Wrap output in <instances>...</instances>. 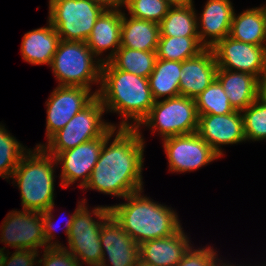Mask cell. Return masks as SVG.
Here are the masks:
<instances>
[{
	"mask_svg": "<svg viewBox=\"0 0 266 266\" xmlns=\"http://www.w3.org/2000/svg\"><path fill=\"white\" fill-rule=\"evenodd\" d=\"M141 130L116 128L105 139L90 179L82 190H95L119 199L143 190L145 138Z\"/></svg>",
	"mask_w": 266,
	"mask_h": 266,
	"instance_id": "6da1fadb",
	"label": "cell"
},
{
	"mask_svg": "<svg viewBox=\"0 0 266 266\" xmlns=\"http://www.w3.org/2000/svg\"><path fill=\"white\" fill-rule=\"evenodd\" d=\"M97 97L106 113L121 117L116 128H137L155 102L148 78L116 69L109 61L102 63Z\"/></svg>",
	"mask_w": 266,
	"mask_h": 266,
	"instance_id": "7a4b0ae2",
	"label": "cell"
},
{
	"mask_svg": "<svg viewBox=\"0 0 266 266\" xmlns=\"http://www.w3.org/2000/svg\"><path fill=\"white\" fill-rule=\"evenodd\" d=\"M143 193L144 189L109 206L111 215L138 245L173 235L182 226L176 210Z\"/></svg>",
	"mask_w": 266,
	"mask_h": 266,
	"instance_id": "3957f363",
	"label": "cell"
},
{
	"mask_svg": "<svg viewBox=\"0 0 266 266\" xmlns=\"http://www.w3.org/2000/svg\"><path fill=\"white\" fill-rule=\"evenodd\" d=\"M56 158L43 147L29 148L11 175L20 191L22 210L45 212L55 204ZM16 183V184H15Z\"/></svg>",
	"mask_w": 266,
	"mask_h": 266,
	"instance_id": "277c9868",
	"label": "cell"
},
{
	"mask_svg": "<svg viewBox=\"0 0 266 266\" xmlns=\"http://www.w3.org/2000/svg\"><path fill=\"white\" fill-rule=\"evenodd\" d=\"M102 62L91 52L86 42L60 41L49 67L53 71L58 86L83 87L92 90L101 85Z\"/></svg>",
	"mask_w": 266,
	"mask_h": 266,
	"instance_id": "5b68a950",
	"label": "cell"
},
{
	"mask_svg": "<svg viewBox=\"0 0 266 266\" xmlns=\"http://www.w3.org/2000/svg\"><path fill=\"white\" fill-rule=\"evenodd\" d=\"M86 202L76 213L67 243L63 246L78 261L80 266H100L102 247L100 243L101 225L111 215L109 205L89 209ZM95 217H92V216ZM97 220H96V219Z\"/></svg>",
	"mask_w": 266,
	"mask_h": 266,
	"instance_id": "8992f818",
	"label": "cell"
},
{
	"mask_svg": "<svg viewBox=\"0 0 266 266\" xmlns=\"http://www.w3.org/2000/svg\"><path fill=\"white\" fill-rule=\"evenodd\" d=\"M199 114L195 99L177 96L155 101L148 116L137 129L144 126L165 139L197 132Z\"/></svg>",
	"mask_w": 266,
	"mask_h": 266,
	"instance_id": "52a82bcc",
	"label": "cell"
},
{
	"mask_svg": "<svg viewBox=\"0 0 266 266\" xmlns=\"http://www.w3.org/2000/svg\"><path fill=\"white\" fill-rule=\"evenodd\" d=\"M105 108L101 100L96 97L87 107L75 114L73 118L46 143H38L36 147H43L49 154L58 153L101 137L115 123L103 119Z\"/></svg>",
	"mask_w": 266,
	"mask_h": 266,
	"instance_id": "ba28073f",
	"label": "cell"
},
{
	"mask_svg": "<svg viewBox=\"0 0 266 266\" xmlns=\"http://www.w3.org/2000/svg\"><path fill=\"white\" fill-rule=\"evenodd\" d=\"M48 21L66 41L86 42L97 18L105 10L90 0H49Z\"/></svg>",
	"mask_w": 266,
	"mask_h": 266,
	"instance_id": "9c48e42d",
	"label": "cell"
},
{
	"mask_svg": "<svg viewBox=\"0 0 266 266\" xmlns=\"http://www.w3.org/2000/svg\"><path fill=\"white\" fill-rule=\"evenodd\" d=\"M162 142L172 173L194 172L221 158L197 133L165 138Z\"/></svg>",
	"mask_w": 266,
	"mask_h": 266,
	"instance_id": "30bf717a",
	"label": "cell"
},
{
	"mask_svg": "<svg viewBox=\"0 0 266 266\" xmlns=\"http://www.w3.org/2000/svg\"><path fill=\"white\" fill-rule=\"evenodd\" d=\"M116 129L111 126L101 137L84 142L75 148L58 153L57 165H61L60 185L69 188L70 185L80 181L82 189L88 183L92 170L98 161L105 139Z\"/></svg>",
	"mask_w": 266,
	"mask_h": 266,
	"instance_id": "8fae6325",
	"label": "cell"
},
{
	"mask_svg": "<svg viewBox=\"0 0 266 266\" xmlns=\"http://www.w3.org/2000/svg\"><path fill=\"white\" fill-rule=\"evenodd\" d=\"M0 243L15 250L39 251L47 248L44 237L42 212L10 211L0 226Z\"/></svg>",
	"mask_w": 266,
	"mask_h": 266,
	"instance_id": "7c38bea8",
	"label": "cell"
},
{
	"mask_svg": "<svg viewBox=\"0 0 266 266\" xmlns=\"http://www.w3.org/2000/svg\"><path fill=\"white\" fill-rule=\"evenodd\" d=\"M211 49L218 69L246 72L262 80L266 72V46L240 42L226 36Z\"/></svg>",
	"mask_w": 266,
	"mask_h": 266,
	"instance_id": "4fadbf2b",
	"label": "cell"
},
{
	"mask_svg": "<svg viewBox=\"0 0 266 266\" xmlns=\"http://www.w3.org/2000/svg\"><path fill=\"white\" fill-rule=\"evenodd\" d=\"M96 97L95 92L88 88L57 85L45 102L47 141Z\"/></svg>",
	"mask_w": 266,
	"mask_h": 266,
	"instance_id": "5bb4252c",
	"label": "cell"
},
{
	"mask_svg": "<svg viewBox=\"0 0 266 266\" xmlns=\"http://www.w3.org/2000/svg\"><path fill=\"white\" fill-rule=\"evenodd\" d=\"M220 157L223 145L246 143L241 111L224 115H199L196 132ZM222 146V147H221Z\"/></svg>",
	"mask_w": 266,
	"mask_h": 266,
	"instance_id": "9a60e30c",
	"label": "cell"
},
{
	"mask_svg": "<svg viewBox=\"0 0 266 266\" xmlns=\"http://www.w3.org/2000/svg\"><path fill=\"white\" fill-rule=\"evenodd\" d=\"M100 243L102 247L100 266H137L140 262L139 245L112 215L101 225Z\"/></svg>",
	"mask_w": 266,
	"mask_h": 266,
	"instance_id": "2e32d148",
	"label": "cell"
},
{
	"mask_svg": "<svg viewBox=\"0 0 266 266\" xmlns=\"http://www.w3.org/2000/svg\"><path fill=\"white\" fill-rule=\"evenodd\" d=\"M235 8L231 0H207L200 15L197 13V34L205 48H212L229 36Z\"/></svg>",
	"mask_w": 266,
	"mask_h": 266,
	"instance_id": "e0dca14e",
	"label": "cell"
},
{
	"mask_svg": "<svg viewBox=\"0 0 266 266\" xmlns=\"http://www.w3.org/2000/svg\"><path fill=\"white\" fill-rule=\"evenodd\" d=\"M121 28L122 7L105 9L97 18L86 43L102 63L109 61L121 47ZM104 52L108 53L105 57Z\"/></svg>",
	"mask_w": 266,
	"mask_h": 266,
	"instance_id": "ac0fdd59",
	"label": "cell"
},
{
	"mask_svg": "<svg viewBox=\"0 0 266 266\" xmlns=\"http://www.w3.org/2000/svg\"><path fill=\"white\" fill-rule=\"evenodd\" d=\"M181 226L173 235L139 245L140 262L148 266H176L192 246Z\"/></svg>",
	"mask_w": 266,
	"mask_h": 266,
	"instance_id": "d6986e66",
	"label": "cell"
},
{
	"mask_svg": "<svg viewBox=\"0 0 266 266\" xmlns=\"http://www.w3.org/2000/svg\"><path fill=\"white\" fill-rule=\"evenodd\" d=\"M218 66L211 48L181 62L180 96L195 99L216 78Z\"/></svg>",
	"mask_w": 266,
	"mask_h": 266,
	"instance_id": "ffe728a7",
	"label": "cell"
},
{
	"mask_svg": "<svg viewBox=\"0 0 266 266\" xmlns=\"http://www.w3.org/2000/svg\"><path fill=\"white\" fill-rule=\"evenodd\" d=\"M216 79L237 111L246 109L260 96L261 81L250 73L217 69Z\"/></svg>",
	"mask_w": 266,
	"mask_h": 266,
	"instance_id": "44dd1931",
	"label": "cell"
},
{
	"mask_svg": "<svg viewBox=\"0 0 266 266\" xmlns=\"http://www.w3.org/2000/svg\"><path fill=\"white\" fill-rule=\"evenodd\" d=\"M47 22L46 27L33 29L22 38L20 53L22 59L31 65L50 66L61 41L56 29Z\"/></svg>",
	"mask_w": 266,
	"mask_h": 266,
	"instance_id": "7402d4cb",
	"label": "cell"
},
{
	"mask_svg": "<svg viewBox=\"0 0 266 266\" xmlns=\"http://www.w3.org/2000/svg\"><path fill=\"white\" fill-rule=\"evenodd\" d=\"M127 16L122 8L121 47L156 51L160 37L159 24Z\"/></svg>",
	"mask_w": 266,
	"mask_h": 266,
	"instance_id": "603a6c76",
	"label": "cell"
},
{
	"mask_svg": "<svg viewBox=\"0 0 266 266\" xmlns=\"http://www.w3.org/2000/svg\"><path fill=\"white\" fill-rule=\"evenodd\" d=\"M266 17L263 6L233 14L229 36L237 41L266 46Z\"/></svg>",
	"mask_w": 266,
	"mask_h": 266,
	"instance_id": "cb8c5ba5",
	"label": "cell"
},
{
	"mask_svg": "<svg viewBox=\"0 0 266 266\" xmlns=\"http://www.w3.org/2000/svg\"><path fill=\"white\" fill-rule=\"evenodd\" d=\"M181 62L156 59L154 69L148 77L154 101L180 96Z\"/></svg>",
	"mask_w": 266,
	"mask_h": 266,
	"instance_id": "d4e9b609",
	"label": "cell"
},
{
	"mask_svg": "<svg viewBox=\"0 0 266 266\" xmlns=\"http://www.w3.org/2000/svg\"><path fill=\"white\" fill-rule=\"evenodd\" d=\"M159 26L160 37H198L195 4L171 6Z\"/></svg>",
	"mask_w": 266,
	"mask_h": 266,
	"instance_id": "484cf974",
	"label": "cell"
},
{
	"mask_svg": "<svg viewBox=\"0 0 266 266\" xmlns=\"http://www.w3.org/2000/svg\"><path fill=\"white\" fill-rule=\"evenodd\" d=\"M156 59V51L120 47L109 62L116 69L148 78L154 69Z\"/></svg>",
	"mask_w": 266,
	"mask_h": 266,
	"instance_id": "4316f807",
	"label": "cell"
},
{
	"mask_svg": "<svg viewBox=\"0 0 266 266\" xmlns=\"http://www.w3.org/2000/svg\"><path fill=\"white\" fill-rule=\"evenodd\" d=\"M204 49L199 37H159L156 55L158 59L182 62L197 56Z\"/></svg>",
	"mask_w": 266,
	"mask_h": 266,
	"instance_id": "83f0119b",
	"label": "cell"
},
{
	"mask_svg": "<svg viewBox=\"0 0 266 266\" xmlns=\"http://www.w3.org/2000/svg\"><path fill=\"white\" fill-rule=\"evenodd\" d=\"M0 123V177L10 181L22 155L29 149ZM9 179V180H8Z\"/></svg>",
	"mask_w": 266,
	"mask_h": 266,
	"instance_id": "f1b7e54d",
	"label": "cell"
},
{
	"mask_svg": "<svg viewBox=\"0 0 266 266\" xmlns=\"http://www.w3.org/2000/svg\"><path fill=\"white\" fill-rule=\"evenodd\" d=\"M199 115H224L235 112L223 87L215 78L213 82L195 98Z\"/></svg>",
	"mask_w": 266,
	"mask_h": 266,
	"instance_id": "f546056e",
	"label": "cell"
},
{
	"mask_svg": "<svg viewBox=\"0 0 266 266\" xmlns=\"http://www.w3.org/2000/svg\"><path fill=\"white\" fill-rule=\"evenodd\" d=\"M241 112L246 142L266 141V100L260 95Z\"/></svg>",
	"mask_w": 266,
	"mask_h": 266,
	"instance_id": "4dcf8cb0",
	"label": "cell"
},
{
	"mask_svg": "<svg viewBox=\"0 0 266 266\" xmlns=\"http://www.w3.org/2000/svg\"><path fill=\"white\" fill-rule=\"evenodd\" d=\"M171 5L167 0H126L122 8L133 18L144 19L160 24Z\"/></svg>",
	"mask_w": 266,
	"mask_h": 266,
	"instance_id": "1f68e13d",
	"label": "cell"
},
{
	"mask_svg": "<svg viewBox=\"0 0 266 266\" xmlns=\"http://www.w3.org/2000/svg\"><path fill=\"white\" fill-rule=\"evenodd\" d=\"M87 202V199L85 198H82L81 201H78V205L76 207V209H74V213H71L70 217L68 220H66V225H65V234L68 238V235H69V232H70V229L72 227V224H73V220H74V217H75V213ZM54 205L53 204L50 209H48L47 211L45 212H42V220H43V229H44V237H45V240H46V245L47 247H63L64 244L60 243L59 240H54L56 239L55 237V233L58 231L56 229L57 226H55L56 224H54V215H53V212H54ZM68 218V217H67ZM56 231V232H55Z\"/></svg>",
	"mask_w": 266,
	"mask_h": 266,
	"instance_id": "d6a6232c",
	"label": "cell"
},
{
	"mask_svg": "<svg viewBox=\"0 0 266 266\" xmlns=\"http://www.w3.org/2000/svg\"><path fill=\"white\" fill-rule=\"evenodd\" d=\"M192 245L176 266H217L221 261L218 251L212 246L194 248ZM217 252V253H216Z\"/></svg>",
	"mask_w": 266,
	"mask_h": 266,
	"instance_id": "836d02e7",
	"label": "cell"
},
{
	"mask_svg": "<svg viewBox=\"0 0 266 266\" xmlns=\"http://www.w3.org/2000/svg\"><path fill=\"white\" fill-rule=\"evenodd\" d=\"M39 254L37 266H80L79 261L63 247H47Z\"/></svg>",
	"mask_w": 266,
	"mask_h": 266,
	"instance_id": "e575fe53",
	"label": "cell"
},
{
	"mask_svg": "<svg viewBox=\"0 0 266 266\" xmlns=\"http://www.w3.org/2000/svg\"><path fill=\"white\" fill-rule=\"evenodd\" d=\"M10 253L7 249L3 266H37L38 251L20 249L15 250L11 255Z\"/></svg>",
	"mask_w": 266,
	"mask_h": 266,
	"instance_id": "d590c367",
	"label": "cell"
},
{
	"mask_svg": "<svg viewBox=\"0 0 266 266\" xmlns=\"http://www.w3.org/2000/svg\"><path fill=\"white\" fill-rule=\"evenodd\" d=\"M101 5L104 9L121 8L123 3L120 0H90Z\"/></svg>",
	"mask_w": 266,
	"mask_h": 266,
	"instance_id": "8d00e7d4",
	"label": "cell"
},
{
	"mask_svg": "<svg viewBox=\"0 0 266 266\" xmlns=\"http://www.w3.org/2000/svg\"><path fill=\"white\" fill-rule=\"evenodd\" d=\"M171 6H186L193 5V0H167Z\"/></svg>",
	"mask_w": 266,
	"mask_h": 266,
	"instance_id": "74e56055",
	"label": "cell"
},
{
	"mask_svg": "<svg viewBox=\"0 0 266 266\" xmlns=\"http://www.w3.org/2000/svg\"><path fill=\"white\" fill-rule=\"evenodd\" d=\"M260 95L266 100V72L261 80Z\"/></svg>",
	"mask_w": 266,
	"mask_h": 266,
	"instance_id": "f35d334b",
	"label": "cell"
},
{
	"mask_svg": "<svg viewBox=\"0 0 266 266\" xmlns=\"http://www.w3.org/2000/svg\"><path fill=\"white\" fill-rule=\"evenodd\" d=\"M5 249H6V246L3 248H0V266H3V264H4V260H5V256H6V250Z\"/></svg>",
	"mask_w": 266,
	"mask_h": 266,
	"instance_id": "ab89813d",
	"label": "cell"
},
{
	"mask_svg": "<svg viewBox=\"0 0 266 266\" xmlns=\"http://www.w3.org/2000/svg\"><path fill=\"white\" fill-rule=\"evenodd\" d=\"M217 266H242V265H238V264H233L232 262L229 263V261L227 262H223V260H221Z\"/></svg>",
	"mask_w": 266,
	"mask_h": 266,
	"instance_id": "60d3db41",
	"label": "cell"
},
{
	"mask_svg": "<svg viewBox=\"0 0 266 266\" xmlns=\"http://www.w3.org/2000/svg\"><path fill=\"white\" fill-rule=\"evenodd\" d=\"M263 11H264V14H265V17H266V3H265V5L263 4Z\"/></svg>",
	"mask_w": 266,
	"mask_h": 266,
	"instance_id": "b9f144b4",
	"label": "cell"
},
{
	"mask_svg": "<svg viewBox=\"0 0 266 266\" xmlns=\"http://www.w3.org/2000/svg\"><path fill=\"white\" fill-rule=\"evenodd\" d=\"M137 266H148V265H145V264L139 262Z\"/></svg>",
	"mask_w": 266,
	"mask_h": 266,
	"instance_id": "7bdbcfd3",
	"label": "cell"
}]
</instances>
